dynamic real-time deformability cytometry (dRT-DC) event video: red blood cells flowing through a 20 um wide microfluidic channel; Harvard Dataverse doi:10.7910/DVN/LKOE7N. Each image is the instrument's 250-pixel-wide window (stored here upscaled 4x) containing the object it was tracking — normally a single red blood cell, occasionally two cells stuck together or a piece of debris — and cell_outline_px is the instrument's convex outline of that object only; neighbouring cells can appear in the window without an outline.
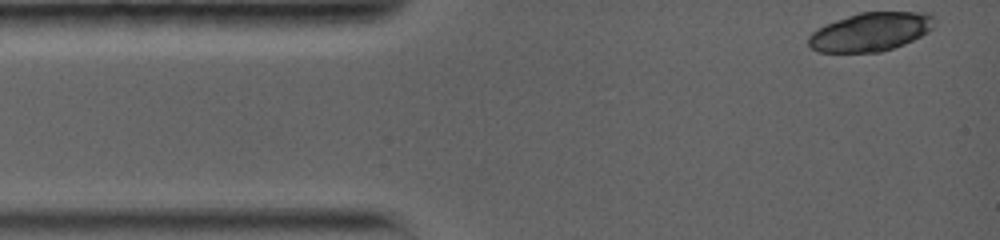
{"species": "common noctule bat (a hibernating species)", "species_latin": "Nyctalus noctula", "temperature_condition": "warm", "stored_images_in_passage": 6, "camera_frame_rate_fps": 5000, "um_per_image_px": 0.085, "animal": {"sex": "female", "body_mass_g": 19.0, "forearm_length_mm": 56.7}, "frame": {"image": 1, "passage_image": 1, "time_ms": 0.0, "image_size_px": [1000, 240], "cell_outline_px": [[936, 20], [932, 28], [928, 32], [904, 44], [880, 52], [820, 52], [812, 48], [808, 44], [808, 36], [812, 32], [836, 20], [860, 12], [932, 12]], "centroid_in_image_um": [74.04, 2.7], "position_along_channel_um": 11.0, "area_um2": 28.26}}